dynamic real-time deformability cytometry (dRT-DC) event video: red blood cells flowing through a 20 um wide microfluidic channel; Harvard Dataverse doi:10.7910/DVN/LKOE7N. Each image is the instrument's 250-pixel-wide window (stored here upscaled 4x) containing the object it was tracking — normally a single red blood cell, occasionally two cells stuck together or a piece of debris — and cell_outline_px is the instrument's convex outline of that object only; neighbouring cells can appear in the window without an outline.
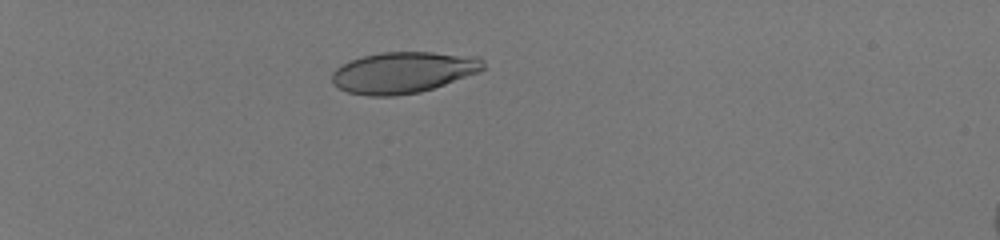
{"species": "human", "species_latin": "Homo sapiens", "temperature_condition": "room temperature", "stored_images_in_passage": 36, "camera_frame_rate_fps": 3000, "um_per_image_px": 0.085, "donor": {"sex": "male"}, "frame": {"image": 1, "passage_image": 1, "time_ms": 0.0, "image_size_px": [1000, 240], "cell_outline_px": [[484, 68], [480, 72], [420, 92], [396, 96], [368, 96], [348, 92], [332, 84], [332, 72], [340, 64], [364, 56], [380, 52], [432, 52], [480, 56], [484, 60]], "centroid_in_image_um": [34.28, 6.15], "position_along_channel_um": 50.7, "area_um2": 36.53}}
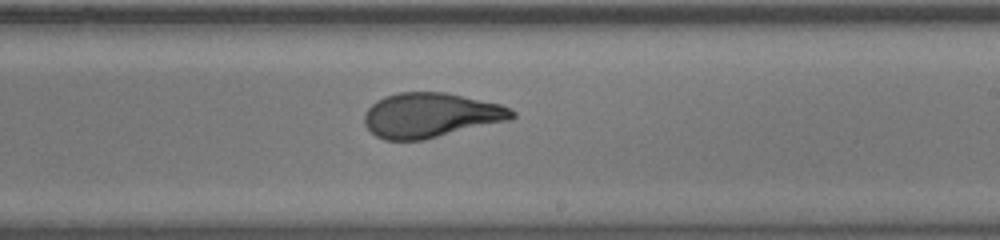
{"frame": {"image": 2, "passage_image": 20, "time_ms": 6.333, "image_size_px": [1000, 240], "cell_outline_px": [[516, 116], [512, 120], [424, 140], [384, 140], [376, 136], [364, 124], [364, 112], [376, 100], [384, 96], [400, 92], [444, 92], [500, 104], [516, 112]], "centroid_in_image_um": [36.61, 9.8], "position_along_channel_um": 252.4, "area_um2": 38.67}}
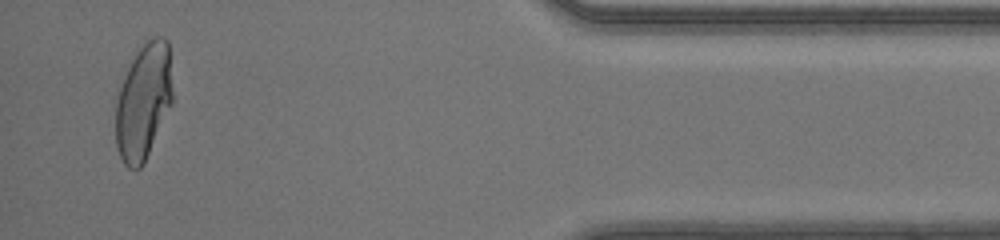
{"frame": {"image": 3, "passage_image": 35, "time_ms": 11.333, "image_size_px": [1000, 240], "cell_outline_px": [[172, 104], [144, 164], [140, 168], [128, 168], [124, 164], [120, 156], [116, 144], [116, 104], [124, 64], [152, 36], [164, 36], [168, 40], [172, 92]], "centroid_in_image_um": [12.17, 8.58], "position_along_channel_um": 423.0, "area_um2": 39.13}, "authors_computed_cell_mechanics": {"area_um2": 38.6971, "velocity_mm_per_s": 4.2086, "shape_relaxation_time_tau1_ms": 5.7919, "shape_relaxation_time_tau2_ms": null, "deformation_change_tau1": 0.2456, "deformation_change_tau2": null}}